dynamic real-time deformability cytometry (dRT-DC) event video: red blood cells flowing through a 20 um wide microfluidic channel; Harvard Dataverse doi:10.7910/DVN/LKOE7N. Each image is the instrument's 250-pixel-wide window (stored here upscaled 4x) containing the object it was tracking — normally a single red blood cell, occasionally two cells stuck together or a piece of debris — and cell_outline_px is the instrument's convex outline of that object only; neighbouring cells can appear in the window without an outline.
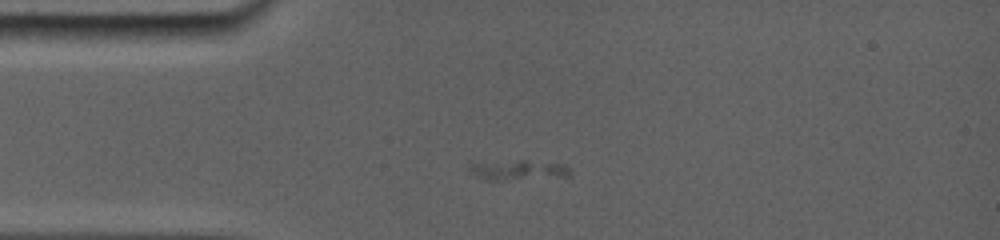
{"species": "common noctule bat (a hibernating species)", "species_latin": "Nyctalus noctula", "temperature_condition": "room temperature", "stored_images_in_passage": 3, "camera_frame_rate_fps": 5000, "um_per_image_px": 0.085, "animal": {"sex": "female", "body_mass_g": 19.0, "forearm_length_mm": 56.7}, "frame": {"image": 1, "passage_image": 1, "time_ms": 0.0, "image_size_px": [1000, 240], "cell_outline_px": [[568, 176], [500, 180], [488, 180], [468, 168], [472, 164], [524, 160], [556, 164], [568, 168]], "centroid_in_image_um": [44.07, 14.46], "position_along_channel_um": 40.9, "area_um2": 10.69}}